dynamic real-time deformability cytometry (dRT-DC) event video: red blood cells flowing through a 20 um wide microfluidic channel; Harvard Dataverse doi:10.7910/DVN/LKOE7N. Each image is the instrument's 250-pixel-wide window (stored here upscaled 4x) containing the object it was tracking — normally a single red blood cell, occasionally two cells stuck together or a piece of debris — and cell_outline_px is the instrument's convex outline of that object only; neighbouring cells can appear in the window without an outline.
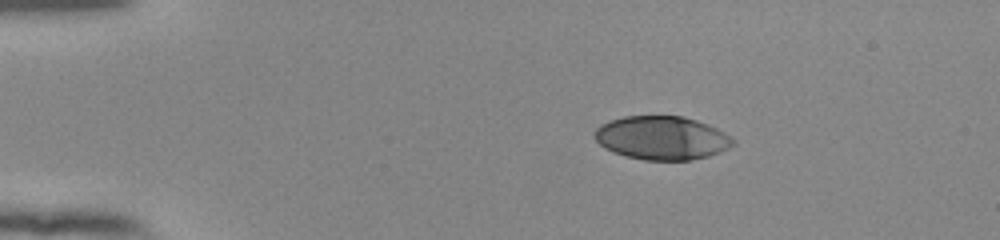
{"species": "human", "species_latin": "Homo sapiens", "temperature_condition": "room temperature", "stored_images_in_passage": 45, "camera_frame_rate_fps": 3000, "um_per_image_px": 0.085, "donor": {"sex": "female"}, "frame": {"image": 1, "passage_image": 1, "time_ms": 0.0, "image_size_px": [1000, 240], "cell_outline_px": [[736, 144], [720, 152], [708, 156], [692, 160], [644, 160], [624, 156], [612, 152], [604, 148], [592, 136], [592, 132], [600, 124], [624, 116], [684, 116], [708, 124], [732, 136], [736, 140]], "centroid_in_image_um": [56.25, 11.73], "position_along_channel_um": 28.7, "area_um2": 35.55}}
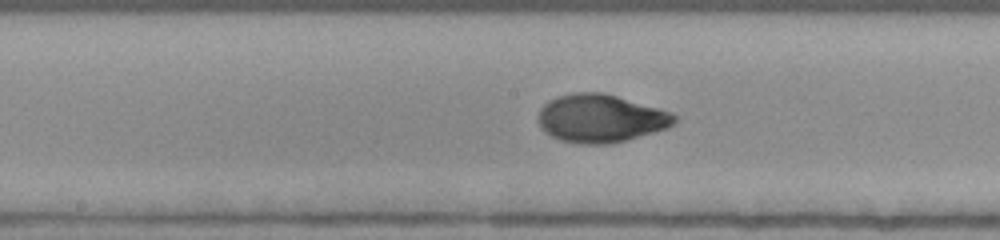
{"frame": {"image": 2, "passage_image": 20, "time_ms": 6.333, "image_size_px": [1000, 240], "cell_outline_px": [[680, 120], [668, 128], [628, 140], [608, 144], [580, 144], [560, 140], [552, 136], [540, 124], [540, 108], [548, 100], [556, 96], [576, 92], [604, 92], [672, 112]], "centroid_in_image_um": [51.11, 10.06], "position_along_channel_um": 197.1, "area_um2": 38.21}}
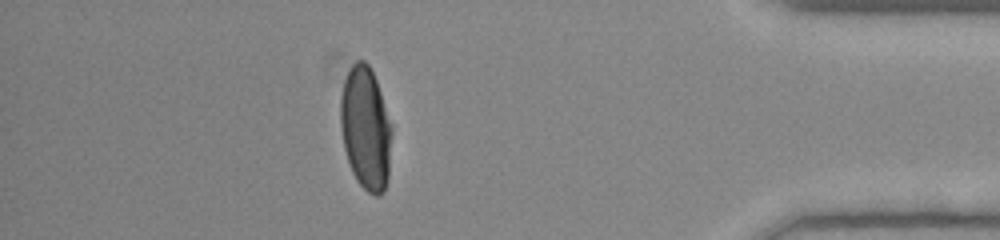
{"frame": {"image": 3, "passage_image": 39, "time_ms": 12.667, "image_size_px": [1000, 240], "cell_outline_px": [[392, 132], [388, 180], [384, 192], [380, 196], [376, 196], [368, 192], [356, 180], [352, 172], [344, 148], [340, 128], [340, 96], [344, 80], [352, 64], [356, 60], [364, 60], [368, 64], [376, 80], [392, 124]], "centroid_in_image_um": [31.09, 10.92], "position_along_channel_um": 404.1, "area_um2": 37.11}, "authors_computed_cell_mechanics": {"area_um2": 37.1654, "velocity_mm_per_s": 3.856, "shape_relaxation_time_tau1_ms": 3.8436, "shape_relaxation_time_tau2_ms": null, "deformation_change_tau1": 0.2143, "deformation_change_tau2": null}}